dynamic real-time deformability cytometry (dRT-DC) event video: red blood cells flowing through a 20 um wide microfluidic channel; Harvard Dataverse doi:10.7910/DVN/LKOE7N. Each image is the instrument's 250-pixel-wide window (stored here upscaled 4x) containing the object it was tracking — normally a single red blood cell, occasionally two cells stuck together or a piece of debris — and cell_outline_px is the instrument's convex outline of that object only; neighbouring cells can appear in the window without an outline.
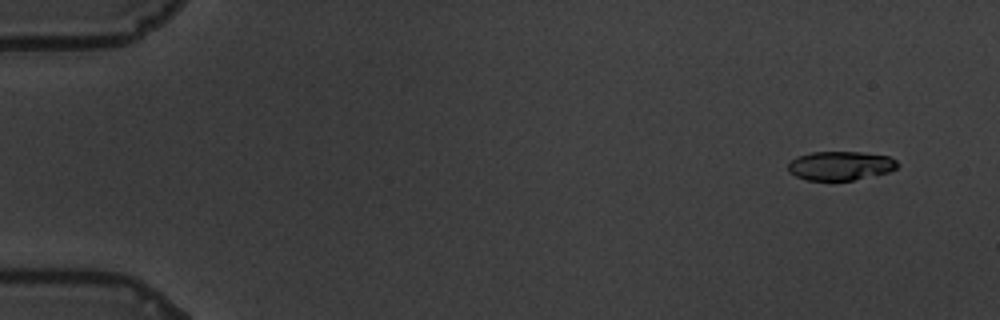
{"species": "common noctule bat (a hibernating species)", "species_latin": "Nyctalus noctula", "temperature_condition": "warm", "stored_images_in_passage": 60, "camera_frame_rate_fps": 3000, "um_per_image_px": 0.085, "animal": {"sex": "male", "body_mass_g": 19.5, "forearm_length_mm": 54.6}, "frame": {"image": 1, "passage_image": 5, "time_ms": 1.333, "image_size_px": [1000, 320], "cell_outline_px": [[900, 164], [896, 168], [888, 172], [852, 180], [808, 180], [796, 176], [788, 172], [788, 164], [796, 156], [812, 152], [860, 152], [888, 156], [896, 160]], "centroid_in_image_um": [71.42, 14.08], "position_along_channel_um": 13.6, "area_um2": 18.38}}
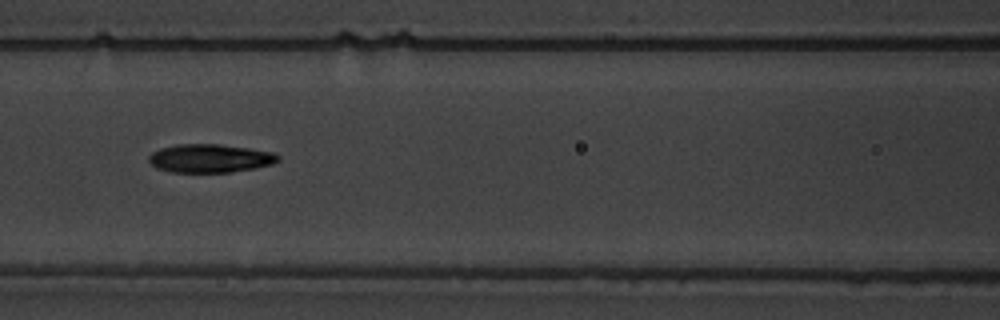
{"frame": {"image": 2, "passage_image": 28, "time_ms": 9.0, "image_size_px": [1000, 320], "cell_outline_px": [[280, 160], [272, 164], [256, 168], [232, 172], [168, 172], [156, 168], [148, 160], [148, 156], [152, 152], [160, 148], [176, 144], [220, 144], [248, 148], [272, 152], [280, 156]], "centroid_in_image_um": [17.84, 13.46], "position_along_channel_um": 148.8, "area_um2": 21.56}}
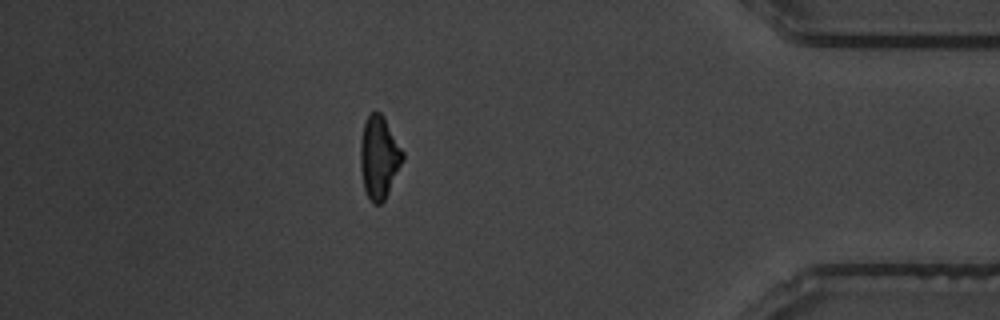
{"frame": {"image": 3, "passage_image": 53, "time_ms": 17.333, "image_size_px": [1000, 320], "cell_outline_px": [[404, 160], [384, 200], [380, 204], [372, 204], [364, 188], [360, 168], [360, 140], [364, 124], [368, 116], [372, 112], [380, 112], [384, 116], [404, 152]], "centroid_in_image_um": [32.22, 13.37], "position_along_channel_um": 403.0, "area_um2": 20.4}, "authors_computed_cell_mechanics": {"area_um2": 20.1722, "velocity_mm_per_s": 3.4947, "shape_relaxation_time_tau1_ms": 4.1289, "shape_relaxation_time_tau2_ms": 3.9388, "deformation_change_tau1": 0.1784, "deformation_change_tau2": 0.1195}}